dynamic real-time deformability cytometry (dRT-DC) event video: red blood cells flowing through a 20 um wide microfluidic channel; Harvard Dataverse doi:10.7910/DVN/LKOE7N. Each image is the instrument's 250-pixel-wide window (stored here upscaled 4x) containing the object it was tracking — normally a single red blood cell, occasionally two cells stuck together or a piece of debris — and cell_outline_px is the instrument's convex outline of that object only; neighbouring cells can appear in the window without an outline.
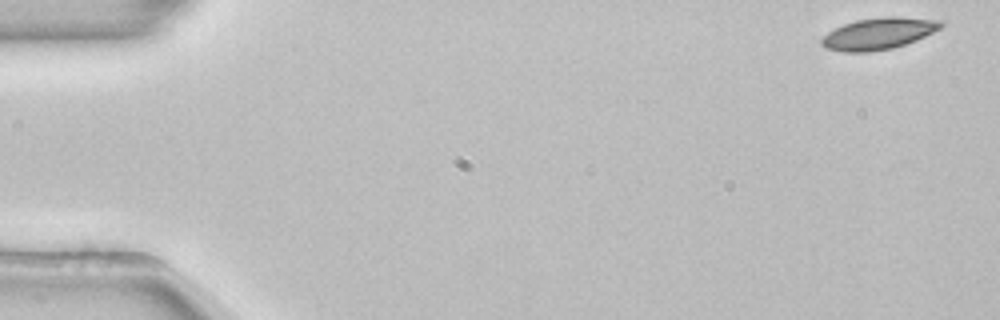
{"species": "common noctule bat (a hibernating species)", "species_latin": "Nyctalus noctula", "temperature_condition": "room temperature", "stored_images_in_passage": 52, "camera_frame_rate_fps": 3000, "um_per_image_px": 0.085, "animal": {"sex": "female", "body_mass_g": 22.7, "forearm_length_mm": 54.2}, "frame": {"image": 1, "passage_image": 1, "time_ms": 0.0, "image_size_px": [1000, 320], "cell_outline_px": [[944, 24], [940, 28], [916, 40], [892, 48], [872, 52], [844, 52], [828, 48], [820, 44], [820, 40], [828, 32], [844, 24], [856, 20], [884, 16], [900, 16], [944, 20]], "centroid_in_image_um": [74.7, 2.84], "position_along_channel_um": 10.3, "area_um2": 22.02}}
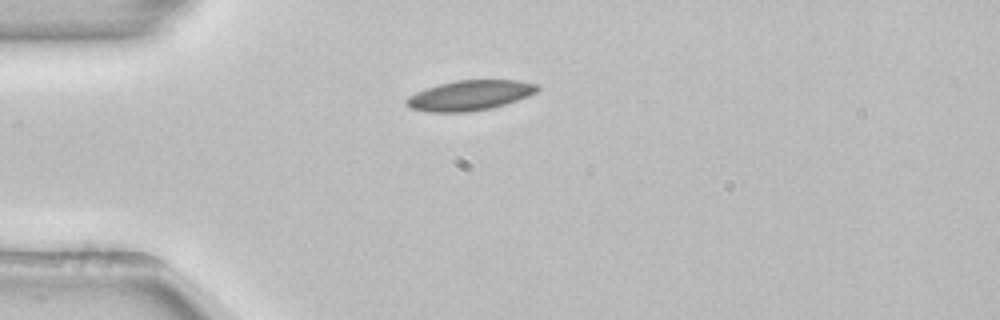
{"frame": {"image": 2, "passage_image": 13, "time_ms": 4.0, "image_size_px": [1000, 320], "cell_outline_px": [[540, 88], [536, 92], [528, 96], [492, 108], [468, 112], [428, 112], [408, 108], [404, 104], [404, 100], [408, 96], [416, 92], [440, 84], [456, 80], [516, 80], [540, 84]], "centroid_in_image_um": [39.91, 8.11], "position_along_channel_um": 45.1, "area_um2": 23.06}}
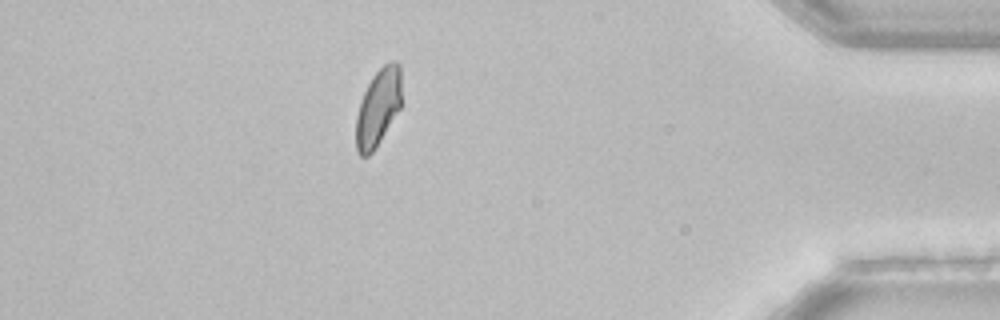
{"frame": {"image": 3, "passage_image": 46, "time_ms": 15.0, "image_size_px": [1000, 320], "cell_outline_px": [[400, 108], [376, 148], [368, 156], [360, 156], [356, 152], [356, 116], [360, 100], [372, 76], [384, 64], [392, 60], [396, 60], [400, 64]], "centroid_in_image_um": [32.12, 9.15], "position_along_channel_um": 403.1, "area_um2": 20.52}, "authors_computed_cell_mechanics": {"area_um2": 21.7617, "velocity_mm_per_s": 3.8544, "shape_relaxation_time_tau1_ms": 3.8378, "shape_relaxation_time_tau2_ms": null, "deformation_change_tau1": 0.0988, "deformation_change_tau2": null}}